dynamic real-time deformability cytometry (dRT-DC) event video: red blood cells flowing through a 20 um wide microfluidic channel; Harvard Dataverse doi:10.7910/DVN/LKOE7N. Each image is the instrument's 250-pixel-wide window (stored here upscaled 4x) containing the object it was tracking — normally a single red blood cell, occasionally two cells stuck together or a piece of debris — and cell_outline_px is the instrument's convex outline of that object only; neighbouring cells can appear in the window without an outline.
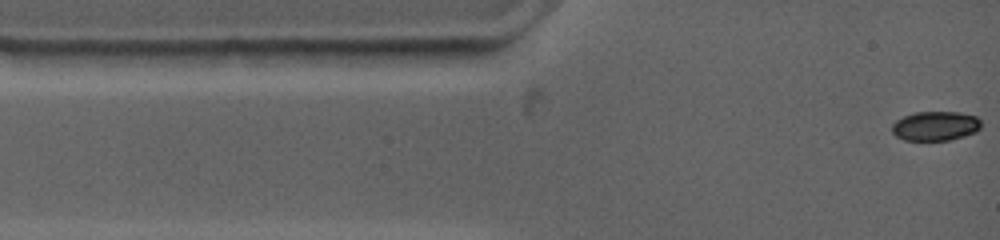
{"species": "common noctule bat (a hibernating species)", "species_latin": "Nyctalus noctula", "temperature_condition": "warm", "stored_images_in_passage": 17, "camera_frame_rate_fps": 4500, "um_per_image_px": 0.085, "animal": {"sex": "female", "body_mass_g": 19.0, "forearm_length_mm": 53.3}, "frame": {"image": 1, "passage_image": 1, "time_ms": 0.0, "image_size_px": [1000, 240], "cell_outline_px": [[980, 128], [976, 132], [948, 140], [904, 140], [896, 136], [892, 132], [892, 124], [896, 120], [904, 116], [916, 112], [960, 112], [976, 116], [980, 120]], "centroid_in_image_um": [79.5, 10.7], "position_along_channel_um": 5.5, "area_um2": 15.2}}
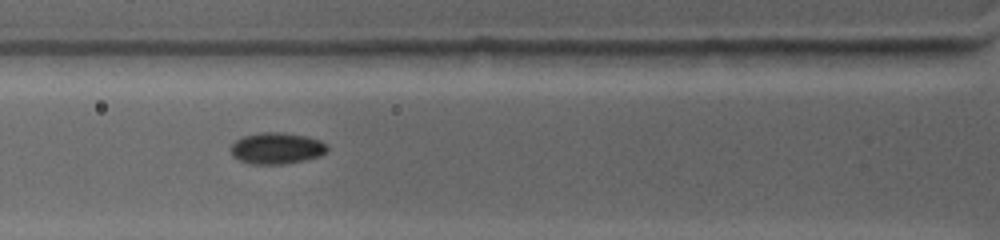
{"frame": {"image": 2, "passage_image": 10, "time_ms": 3.778, "image_size_px": [1000, 240], "cell_outline_px": [[328, 148], [320, 156], [304, 160], [284, 164], [252, 164], [240, 160], [232, 156], [232, 144], [236, 140], [244, 136], [260, 132], [284, 132], [308, 136], [320, 140]], "centroid_in_image_um": [23.52, 12.59], "position_along_channel_um": 102.3, "area_um2": 17.57}}
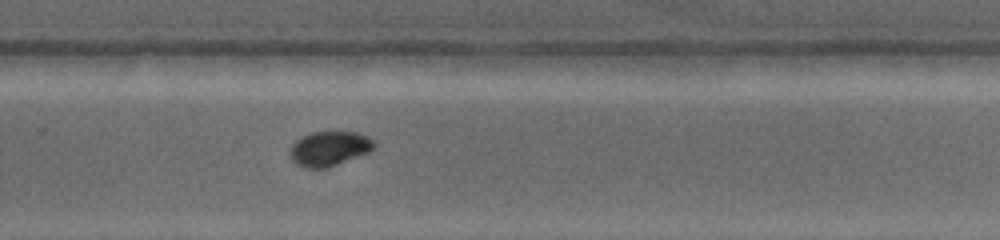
{"frame": {"image": 3, "passage_image": 17, "time_ms": 9.111, "image_size_px": [1000, 240], "cell_outline_px": [[376, 144], [368, 152], [336, 164], [324, 168], [304, 168], [296, 164], [292, 160], [292, 144], [296, 140], [312, 132], [356, 132], [368, 136]], "centroid_in_image_um": [27.99, 12.62], "position_along_channel_um": 301.8, "area_um2": 16.53}}